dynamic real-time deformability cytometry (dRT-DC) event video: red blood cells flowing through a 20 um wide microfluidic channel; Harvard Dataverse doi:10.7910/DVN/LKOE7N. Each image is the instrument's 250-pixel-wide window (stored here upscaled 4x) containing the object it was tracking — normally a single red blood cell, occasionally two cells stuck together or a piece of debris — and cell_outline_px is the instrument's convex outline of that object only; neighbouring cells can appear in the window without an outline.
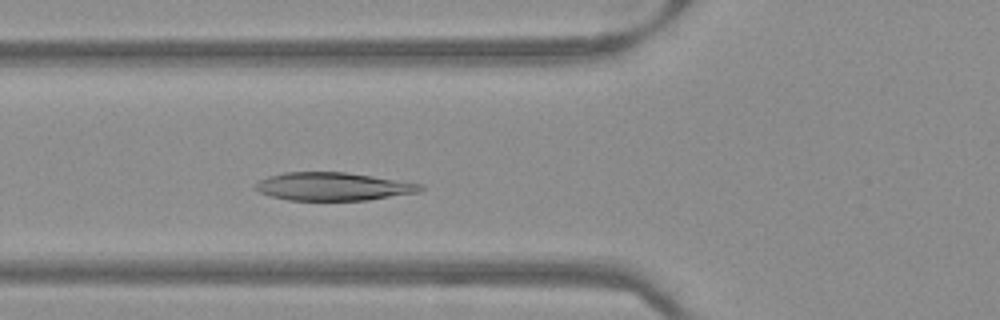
{"species": "Egyptian fruit bat (a non-hibernating species)", "species_latin": "Rousettus aegyptiacus", "temperature_condition": "warm", "stored_images_in_passage": 46, "camera_frame_rate_fps": 3000, "um_per_image_px": 0.085, "frame": {"image": 1, "passage_image": 14, "time_ms": 4.333, "image_size_px": [1000, 320], "cell_outline_px": [[424, 188], [420, 192], [368, 200], [288, 200], [272, 196], [260, 192], [252, 188], [260, 180], [268, 176], [284, 172], [344, 172], [372, 176], [424, 184]], "centroid_in_image_um": [28.33, 15.85], "position_along_channel_um": 97.5, "area_um2": 26.99}}
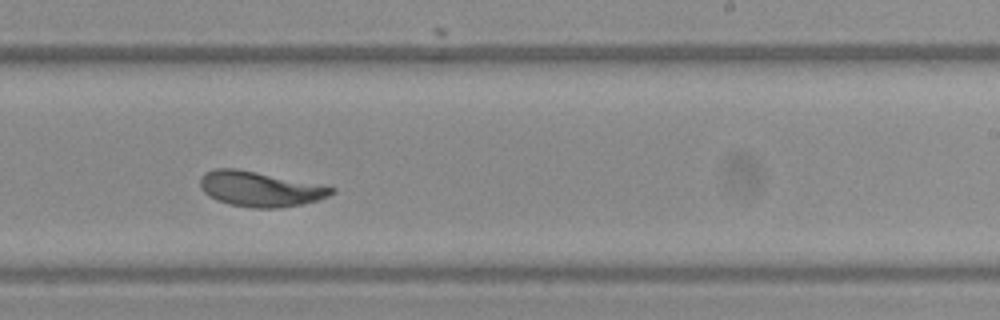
{"frame": {"image": 2, "passage_image": 27, "time_ms": 8.667, "image_size_px": [1000, 320], "cell_outline_px": [[336, 192], [320, 200], [280, 208], [252, 208], [232, 204], [216, 200], [208, 196], [200, 188], [200, 176], [204, 172], [216, 168], [236, 168], [324, 184], [336, 188]], "centroid_in_image_um": [22.13, 16.05], "position_along_channel_um": 266.9, "area_um2": 27.28}}
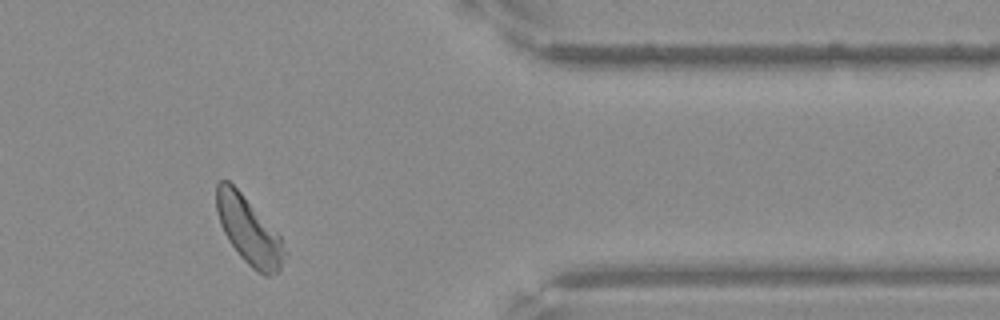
{"frame": {"image": 3, "passage_image": 38, "time_ms": 12.333, "image_size_px": [1000, 320], "cell_outline_px": [[288, 256], [280, 272], [272, 276], [264, 276], [256, 272], [240, 256], [228, 240], [220, 224], [216, 212], [216, 184], [220, 180], [228, 180], [240, 192], [280, 236], [288, 252]], "centroid_in_image_um": [21.19, 19.67], "position_along_channel_um": 390.2, "area_um2": 26.88}}